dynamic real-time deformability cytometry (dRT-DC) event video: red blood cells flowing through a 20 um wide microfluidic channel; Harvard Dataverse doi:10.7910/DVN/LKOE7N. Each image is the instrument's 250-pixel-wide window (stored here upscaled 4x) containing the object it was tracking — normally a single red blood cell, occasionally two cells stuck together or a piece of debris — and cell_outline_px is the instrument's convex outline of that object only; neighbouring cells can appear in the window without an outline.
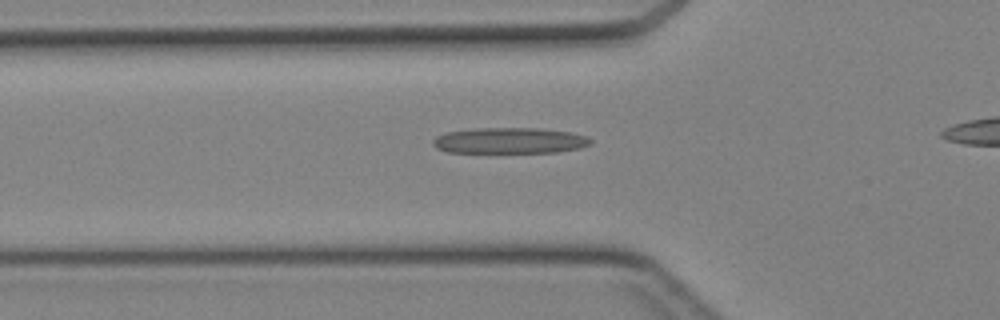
{"species": "Egyptian fruit bat (a non-hibernating species)", "species_latin": "Rousettus aegyptiacus", "temperature_condition": "cold", "stored_images_in_passage": 32, "camera_frame_rate_fps": 3000, "um_per_image_px": 0.085, "animal": {"sex": "female"}, "frame": {"image": 1, "passage_image": 9, "time_ms": 2.667, "image_size_px": [1000, 320], "cell_outline_px": [[592, 144], [580, 148], [556, 152], [448, 152], [436, 148], [432, 144], [432, 140], [436, 136], [448, 132], [472, 128], [536, 128], [572, 132], [588, 136], [592, 140]], "centroid_in_image_um": [43.34, 11.94], "position_along_channel_um": 82.5, "area_um2": 23.87}}
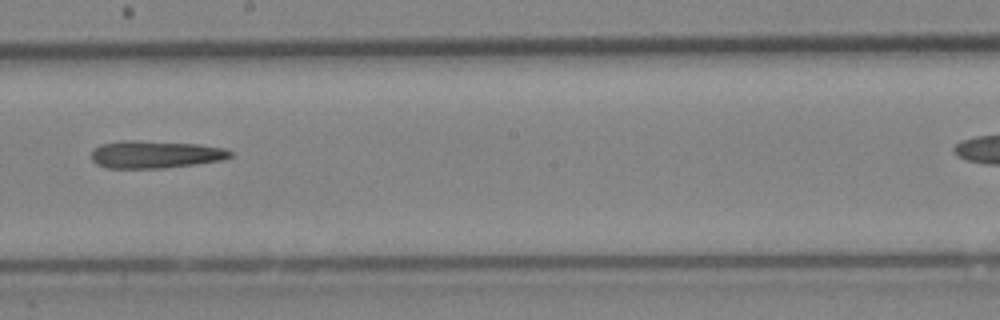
{"frame": {"image": 2, "passage_image": 19, "time_ms": 6.0, "image_size_px": [1000, 320], "cell_outline_px": [[232, 156], [224, 160], [196, 164], [164, 168], [108, 168], [96, 164], [92, 160], [92, 152], [100, 144], [120, 140], [140, 140], [200, 144], [224, 148], [232, 152]], "centroid_in_image_um": [13.21, 13.12], "position_along_channel_um": 235.0, "area_um2": 22.48}}
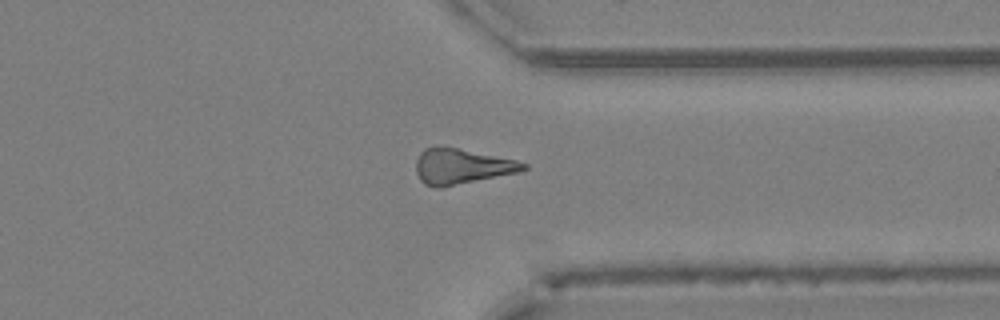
{"frame": {"image": 3, "passage_image": 28, "time_ms": 9.0, "image_size_px": [1000, 320], "cell_outline_px": [[528, 168], [520, 172], [440, 188], [436, 188], [424, 184], [420, 180], [416, 172], [416, 160], [420, 152], [424, 148], [456, 148], [516, 160], [528, 164]], "centroid_in_image_um": [39.24, 14.17], "position_along_channel_um": 372.2, "area_um2": 21.91}}